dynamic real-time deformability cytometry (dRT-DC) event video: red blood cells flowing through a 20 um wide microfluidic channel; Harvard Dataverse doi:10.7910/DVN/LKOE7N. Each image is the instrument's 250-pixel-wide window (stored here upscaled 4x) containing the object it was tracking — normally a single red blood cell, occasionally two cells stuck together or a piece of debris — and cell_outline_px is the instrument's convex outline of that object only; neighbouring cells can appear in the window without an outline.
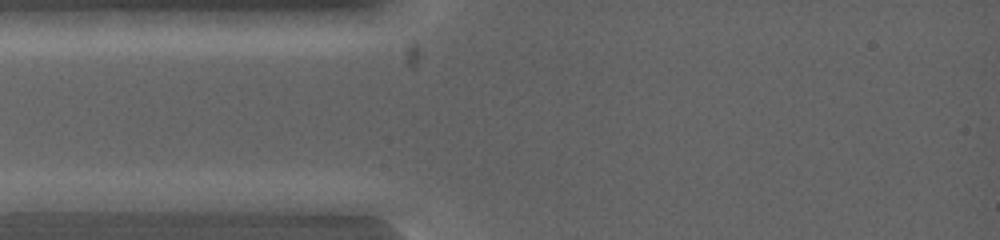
{"species": "common noctule bat (a hibernating species)", "species_latin": "Nyctalus noctula", "temperature_condition": "warm", "stored_images_in_passage": 3, "camera_frame_rate_fps": 5000, "um_per_image_px": 0.085, "animal": {"sex": "female", "body_mass_g": 19.0, "forearm_length_mm": 53.3}, "frame": {"image": 1, "passage_image": 1, "time_ms": 0.0, "image_size_px": [1000, 240], "cell_outline_px": [[124, 200], [92, 212], [16, 212], [16, 200], [80, 192], [112, 192]], "centroid_in_image_um": [5.83, 17.23], "position_along_channel_um": 79.2, "area_um2": 12.02}}